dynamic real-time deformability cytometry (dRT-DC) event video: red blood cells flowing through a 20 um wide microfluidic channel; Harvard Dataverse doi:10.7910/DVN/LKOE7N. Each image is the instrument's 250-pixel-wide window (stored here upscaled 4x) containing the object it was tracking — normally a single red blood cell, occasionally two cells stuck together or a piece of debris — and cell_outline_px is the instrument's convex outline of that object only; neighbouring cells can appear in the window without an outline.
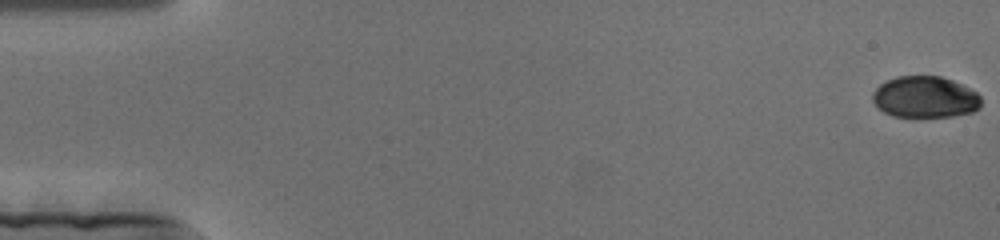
{"species": "human", "species_latin": "Homo sapiens", "temperature_condition": "cold", "stored_images_in_passage": 168, "camera_frame_rate_fps": 3000, "um_per_image_px": 0.085, "donor": {"sex": "female"}, "frame": {"image": 1, "passage_image": 1, "time_ms": 0.0, "image_size_px": [1000, 240], "cell_outline_px": [[980, 108], [972, 112], [952, 116], [892, 116], [884, 112], [872, 100], [872, 92], [880, 84], [896, 76], [940, 76], [952, 80], [976, 92], [980, 96]], "centroid_in_image_um": [78.62, 8.24], "position_along_channel_um": 6.4, "area_um2": 26.01}}
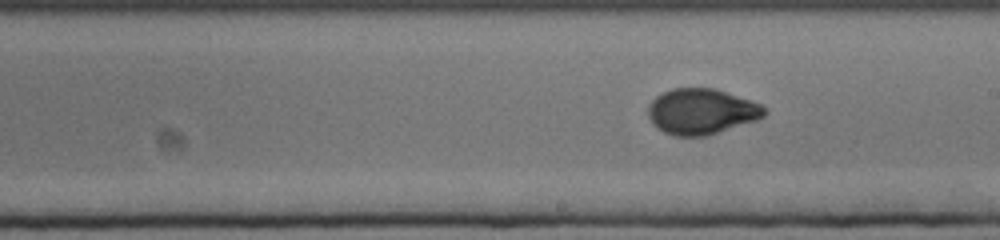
{"frame": {"image": 2, "passage_image": 95, "time_ms": 31.333, "image_size_px": [1000, 240], "cell_outline_px": [[768, 112], [764, 116], [756, 120], [708, 136], [672, 136], [656, 128], [652, 124], [648, 116], [648, 104], [656, 96], [672, 88], [716, 88], [752, 100], [760, 104]], "centroid_in_image_um": [59.61, 9.48], "position_along_channel_um": 229.4, "area_um2": 31.27}}
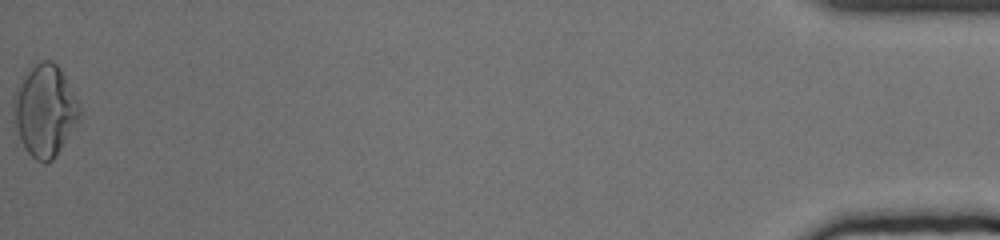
{"frame": {"image": 3, "passage_image": 168, "time_ms": 55.667, "image_size_px": [1000, 240], "cell_outline_px": [[80, 112], [76, 120], [56, 156], [52, 160], [44, 164], [36, 160], [24, 148], [20, 140], [16, 128], [12, 100], [16, 88], [28, 72], [36, 64], [44, 60], [52, 60], [60, 68], [80, 104]], "centroid_in_image_um": [3.79, 9.4], "position_along_channel_um": 431.4, "area_um2": 34.51}}